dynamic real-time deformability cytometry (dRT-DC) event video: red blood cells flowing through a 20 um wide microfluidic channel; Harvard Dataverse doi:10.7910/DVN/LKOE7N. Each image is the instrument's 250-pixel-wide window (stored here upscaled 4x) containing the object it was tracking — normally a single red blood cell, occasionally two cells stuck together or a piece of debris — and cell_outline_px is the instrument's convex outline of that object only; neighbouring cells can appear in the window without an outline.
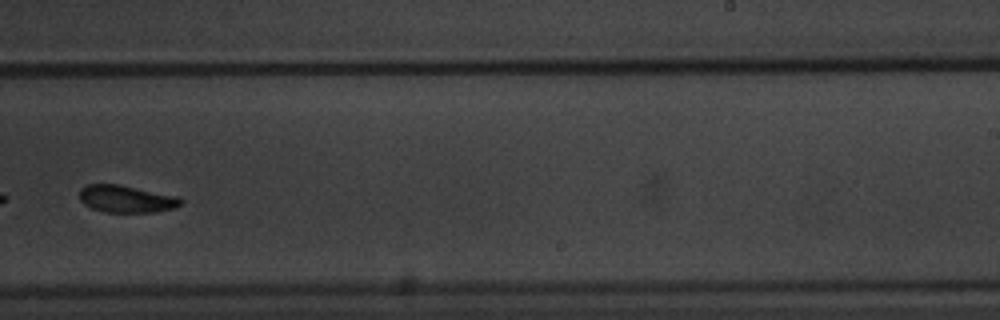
{"species": "common noctule bat (a hibernating species)", "species_latin": "Nyctalus noctula", "temperature_condition": "warm", "stored_images_in_passage": 10, "camera_frame_rate_fps": 3000, "um_per_image_px": 0.085, "animal": {"sex": "male", "body_mass_g": 20.1, "forearm_length_mm": 53.5}, "frame": {"image": 1, "passage_image": 10, "time_ms": 11.333, "image_size_px": [1000, 320], "cell_outline_px": [[184, 204], [176, 208], [156, 212], [104, 212], [92, 208], [84, 204], [80, 200], [80, 188], [88, 184], [116, 184], [176, 196], [184, 200]], "centroid_in_image_um": [10.76, 16.92], "position_along_channel_um": 278.2, "area_um2": 16.07}}